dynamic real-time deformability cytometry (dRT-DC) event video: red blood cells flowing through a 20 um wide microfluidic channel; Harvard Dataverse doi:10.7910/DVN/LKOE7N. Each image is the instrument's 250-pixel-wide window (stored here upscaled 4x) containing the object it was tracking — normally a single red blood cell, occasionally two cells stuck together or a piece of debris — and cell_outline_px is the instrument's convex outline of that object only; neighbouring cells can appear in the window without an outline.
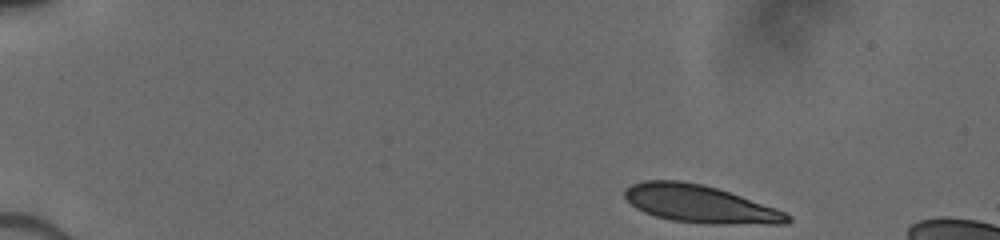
{"species": "human", "species_latin": "Homo sapiens", "temperature_condition": "cold", "stored_images_in_passage": 44, "camera_frame_rate_fps": 3000, "um_per_image_px": 0.085, "donor": {"sex": "male"}, "frame": {"image": 1, "passage_image": 1, "time_ms": 0.0, "image_size_px": [1000, 240], "cell_outline_px": [[792, 220], [788, 224], [704, 224], [672, 220], [656, 216], [644, 212], [636, 208], [624, 196], [624, 188], [632, 184], [644, 180], [680, 180], [700, 184], [716, 188], [776, 208], [792, 216]], "centroid_in_image_um": [59.5, 17.35], "position_along_channel_um": 25.5, "area_um2": 35.6}}
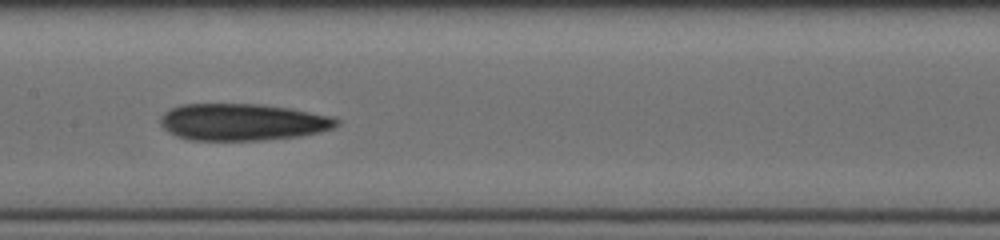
{"frame": {"image": 2, "passage_image": 21, "time_ms": 6.667, "image_size_px": [1000, 240], "cell_outline_px": [[340, 124], [336, 128], [320, 132], [300, 136], [260, 140], [188, 140], [176, 136], [168, 132], [160, 124], [160, 116], [164, 112], [172, 108], [184, 104], [264, 104], [336, 116], [340, 120]], "centroid_in_image_um": [20.66, 10.37], "position_along_channel_um": 186.7, "area_um2": 38.26}}
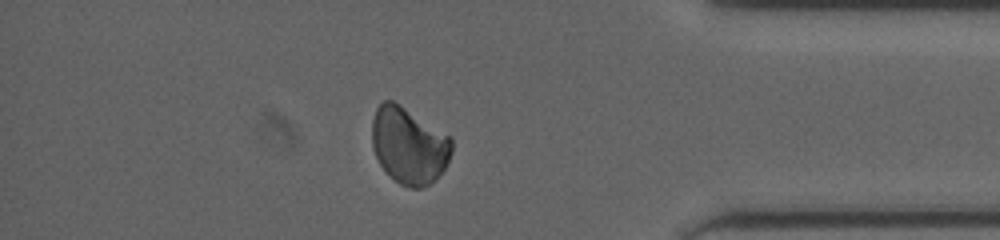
{"frame": {"image": 3, "passage_image": 38, "time_ms": 12.333, "image_size_px": [1000, 240], "cell_outline_px": [[452, 152], [444, 168], [428, 184], [420, 188], [412, 188], [400, 184], [380, 164], [372, 148], [372, 120], [376, 108], [384, 100], [392, 100], [400, 104], [452, 136]], "centroid_in_image_um": [34.75, 12.32], "position_along_channel_um": 400.4, "area_um2": 35.43}}